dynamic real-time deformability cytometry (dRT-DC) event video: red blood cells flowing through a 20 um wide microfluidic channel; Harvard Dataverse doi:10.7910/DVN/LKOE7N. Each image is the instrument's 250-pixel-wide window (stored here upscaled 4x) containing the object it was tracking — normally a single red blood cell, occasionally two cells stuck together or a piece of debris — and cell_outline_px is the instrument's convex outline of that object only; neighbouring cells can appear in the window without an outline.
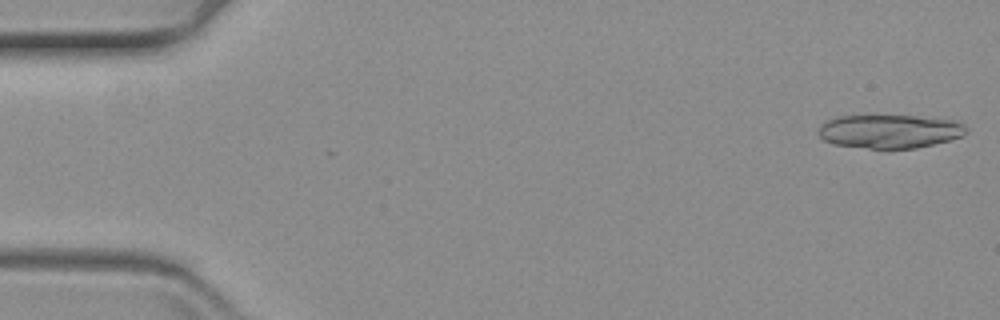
{"species": "common noctule bat (a hibernating species)", "species_latin": "Nyctalus noctula", "temperature_condition": "warm", "stored_images_in_passage": 56, "segment_of_instrument_passage": [1, 2], "camera_frame_rate_fps": 3000, "um_per_image_px": 0.085, "animal": {"sex": "female", "body_mass_g": 19.3, "forearm_length_mm": 54.1}, "frame": {"image": 1, "passage_image": 1, "time_ms": 0.0, "image_size_px": [1000, 320], "cell_outline_px": [[968, 132], [960, 136], [948, 140], [916, 148], [868, 148], [832, 144], [824, 140], [820, 136], [820, 124], [824, 120], [836, 116], [916, 116], [952, 120], [964, 124], [968, 128]], "centroid_in_image_um": [75.59, 11.15], "position_along_channel_um": 9.4, "area_um2": 28.78}}